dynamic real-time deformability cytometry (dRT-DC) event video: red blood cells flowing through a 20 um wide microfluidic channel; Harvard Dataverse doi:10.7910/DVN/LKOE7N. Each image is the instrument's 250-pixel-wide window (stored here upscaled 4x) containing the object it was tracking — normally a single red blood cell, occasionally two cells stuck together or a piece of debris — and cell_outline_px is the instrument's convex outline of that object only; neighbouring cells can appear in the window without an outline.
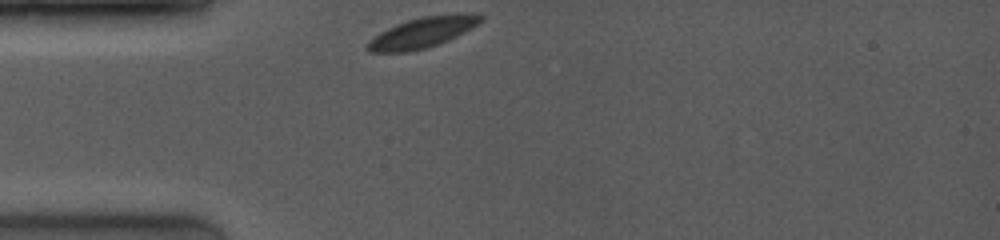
{"species": "common noctule bat (a hibernating species)", "species_latin": "Nyctalus noctula", "temperature_condition": "room temperature", "stored_images_in_passage": 5, "camera_frame_rate_fps": 4000, "um_per_image_px": 0.085, "animal": {"sex": "female", "body_mass_g": 19.0, "forearm_length_mm": 53.3}, "frame": {"image": 1, "passage_image": 1, "time_ms": 0.0, "image_size_px": [1000, 240], "cell_outline_px": [[484, 20], [472, 28], [448, 40], [428, 48], [408, 52], [368, 52], [364, 48], [368, 40], [372, 36], [396, 24], [420, 16], [456, 12], [480, 12], [484, 16]], "centroid_in_image_um": [35.95, 2.73], "position_along_channel_um": 49.0, "area_um2": 20.87}}